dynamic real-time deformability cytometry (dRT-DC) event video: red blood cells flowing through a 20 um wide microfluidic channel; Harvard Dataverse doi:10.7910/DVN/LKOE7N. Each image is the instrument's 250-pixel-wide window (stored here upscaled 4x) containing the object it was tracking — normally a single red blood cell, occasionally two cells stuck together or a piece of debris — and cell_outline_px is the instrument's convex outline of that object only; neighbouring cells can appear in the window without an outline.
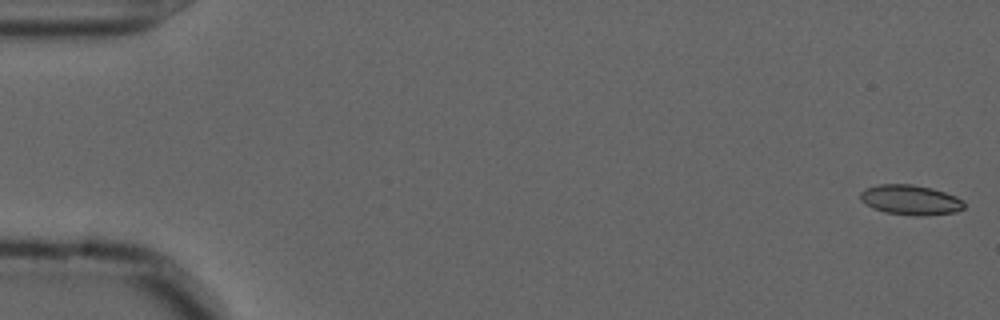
{"species": "common noctule bat (a hibernating species)", "species_latin": "Nyctalus noctula", "temperature_condition": "cold", "stored_images_in_passage": 56, "camera_frame_rate_fps": 3000, "um_per_image_px": 0.085, "animal": {"sex": "male", "forearm_length_mm": 52.5}, "frame": {"image": 1, "passage_image": 1, "time_ms": 0.0, "image_size_px": [1000, 320], "cell_outline_px": [[964, 208], [956, 212], [920, 216], [916, 216], [884, 212], [872, 208], [860, 200], [860, 192], [864, 188], [880, 184], [912, 184], [932, 188], [956, 196], [964, 200]], "centroid_in_image_um": [77.38, 16.99], "position_along_channel_um": 7.6, "area_um2": 18.26}}
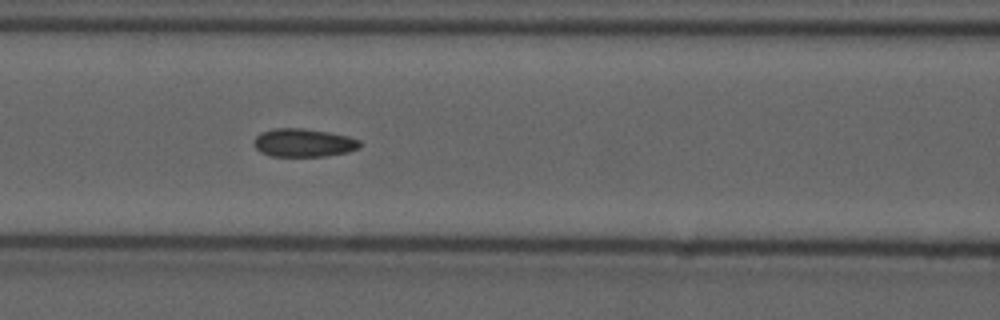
{"frame": {"image": 2, "passage_image": 24, "time_ms": 7.667, "image_size_px": [1000, 320], "cell_outline_px": [[360, 148], [348, 152], [324, 156], [272, 156], [260, 152], [256, 148], [252, 140], [260, 132], [276, 128], [304, 128], [328, 132], [348, 136], [360, 140]], "centroid_in_image_um": [25.79, 12.13], "position_along_channel_um": 140.8, "area_um2": 17.51}}
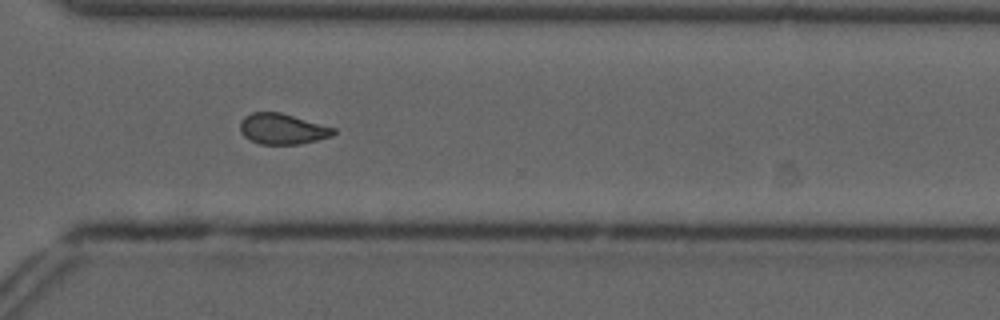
{"frame": {"image": 3, "passage_image": 41, "time_ms": 13.333, "image_size_px": [1000, 320], "cell_outline_px": [[336, 132], [332, 136], [300, 144], [260, 144], [244, 136], [240, 132], [240, 124], [244, 116], [252, 112], [280, 112], [336, 128]], "centroid_in_image_um": [24.01, 10.95], "position_along_channel_um": 346.6, "area_um2": 16.65}, "authors_computed_cell_mechanics": {"area_um2": 17.3689, "velocity_mm_per_s": 3.6403, "shape_relaxation_time_tau1_ms": null, "shape_relaxation_time_tau2_ms": 2.9066, "deformation_change_tau1": null, "deformation_change_tau2": 0.0764}}